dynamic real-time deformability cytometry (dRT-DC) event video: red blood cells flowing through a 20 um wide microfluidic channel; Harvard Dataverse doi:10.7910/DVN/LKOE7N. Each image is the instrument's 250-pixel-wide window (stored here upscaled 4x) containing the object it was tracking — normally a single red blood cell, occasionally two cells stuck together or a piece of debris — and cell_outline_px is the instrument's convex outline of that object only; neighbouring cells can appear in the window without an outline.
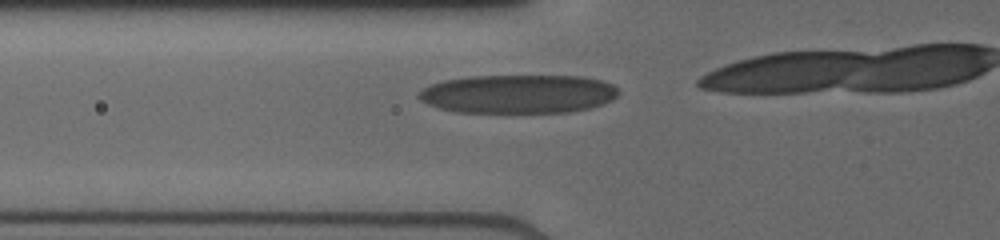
{"species": "human", "species_latin": "Homo sapiens", "temperature_condition": "cold", "stored_images_in_passage": 17, "camera_frame_rate_fps": 3000, "um_per_image_px": 0.085, "donor": {"sex": "male"}, "frame": {"image": 1, "passage_image": 9, "time_ms": 2.0, "image_size_px": [1000, 240], "cell_outline_px": [[616, 96], [612, 100], [588, 108], [568, 112], [456, 112], [440, 108], [428, 104], [420, 100], [416, 96], [416, 92], [428, 84], [444, 80], [472, 76], [580, 76], [604, 80], [612, 84], [616, 88]], "centroid_in_image_um": [43.98, 7.98], "position_along_channel_um": 81.8, "area_um2": 45.08}}
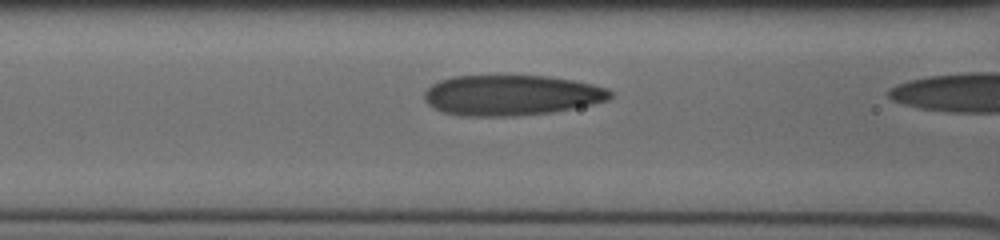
{"frame": {"image": 2, "passage_image": 13, "time_ms": 3.0, "image_size_px": [1000, 240], "cell_outline_px": [[612, 96], [608, 100], [592, 104], [552, 112], [520, 116], [460, 116], [444, 112], [432, 108], [424, 100], [424, 92], [432, 84], [440, 80], [452, 76], [548, 76], [572, 80], [592, 84], [608, 88], [612, 92]], "centroid_in_image_um": [43.44, 8.1], "position_along_channel_um": 123.2, "area_um2": 43.99}}